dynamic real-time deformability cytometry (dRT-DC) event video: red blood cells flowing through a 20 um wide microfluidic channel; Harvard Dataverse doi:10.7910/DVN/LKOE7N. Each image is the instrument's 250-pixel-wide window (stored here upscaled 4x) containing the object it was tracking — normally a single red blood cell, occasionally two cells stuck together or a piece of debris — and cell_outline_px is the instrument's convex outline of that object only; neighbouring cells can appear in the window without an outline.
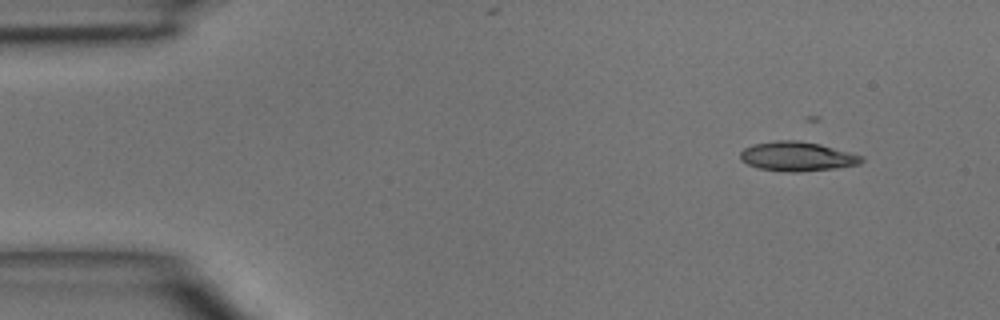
{"species": "common noctule bat (a hibernating species)", "species_latin": "Nyctalus noctula", "temperature_condition": "room temperature", "stored_images_in_passage": 6, "camera_frame_rate_fps": 3000, "um_per_image_px": 0.085, "animal": {"sex": "male", "body_mass_g": 15.6}, "frame": {"image": 1, "passage_image": 1, "time_ms": 0.0, "image_size_px": [1000, 320], "cell_outline_px": [[864, 160], [860, 164], [836, 168], [800, 172], [788, 172], [760, 168], [748, 164], [740, 160], [740, 152], [744, 148], [752, 144], [776, 140], [796, 140], [820, 144], [864, 156]], "centroid_in_image_um": [67.76, 13.29], "position_along_channel_um": 17.2, "area_um2": 20.81}}
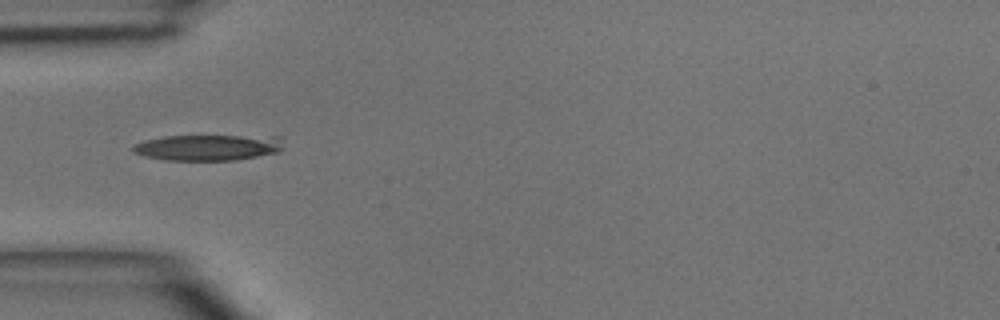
{"frame": {"image": 2, "passage_image": 4, "time_ms": 3.333, "image_size_px": [1000, 320], "cell_outline_px": [[284, 148], [280, 152], [236, 160], [164, 160], [144, 156], [136, 152], [132, 148], [136, 144], [148, 140], [164, 136], [280, 136]], "centroid_in_image_um": [17.77, 12.54], "position_along_channel_um": 67.2, "area_um2": 22.66}}